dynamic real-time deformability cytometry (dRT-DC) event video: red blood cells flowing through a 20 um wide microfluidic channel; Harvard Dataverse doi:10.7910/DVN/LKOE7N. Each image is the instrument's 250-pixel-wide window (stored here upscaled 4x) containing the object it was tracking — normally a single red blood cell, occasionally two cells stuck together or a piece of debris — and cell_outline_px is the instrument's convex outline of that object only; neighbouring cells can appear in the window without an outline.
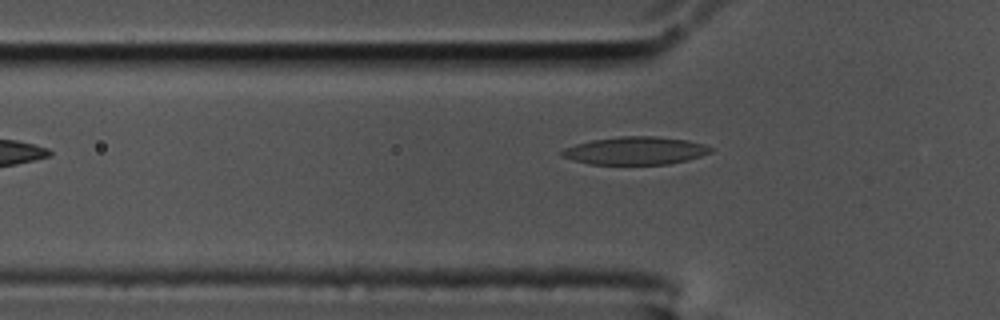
{"species": "common noctule bat (a hibernating species)", "species_latin": "Nyctalus noctula", "temperature_condition": "cold", "stored_images_in_passage": 39, "camera_frame_rate_fps": 3000, "um_per_image_px": 0.085, "animal": {"sex": "male", "body_mass_g": 17.5, "forearm_length_mm": 52.3}, "frame": {"image": 1, "passage_image": 5, "time_ms": 1.333, "image_size_px": [1000, 320], "cell_outline_px": [[712, 152], [688, 160], [668, 164], [588, 164], [560, 156], [560, 152], [564, 148], [576, 144], [592, 140], [620, 136], [656, 136], [688, 140], [704, 144], [712, 148]], "centroid_in_image_um": [54.01, 12.8], "position_along_channel_um": 71.8, "area_um2": 24.16}}
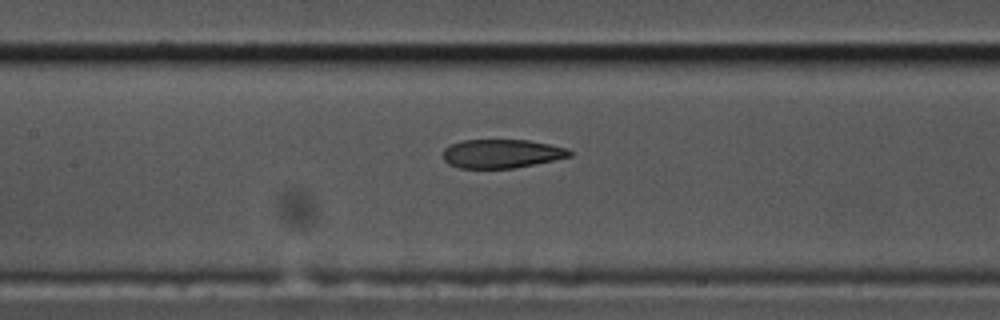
{"frame": {"image": 2, "passage_image": 13, "time_ms": 4.0, "image_size_px": [1000, 320], "cell_outline_px": [[572, 156], [516, 168], [460, 168], [448, 164], [444, 160], [444, 148], [448, 144], [460, 140], [528, 140], [552, 144], [568, 148], [572, 152]], "centroid_in_image_um": [42.64, 13.05], "position_along_channel_um": 164.8, "area_um2": 21.44}}
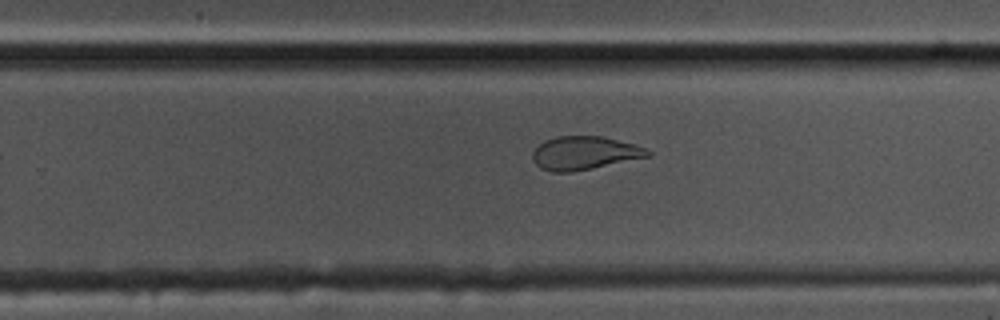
{"frame": {"image": 3, "passage_image": 23, "time_ms": 7.333, "image_size_px": [1000, 320], "cell_outline_px": [[652, 156], [572, 172], [552, 172], [540, 168], [532, 160], [532, 152], [544, 140], [556, 136], [604, 136], [648, 148], [652, 152]], "centroid_in_image_um": [49.69, 13.0], "position_along_channel_um": 280.1, "area_um2": 22.6}}